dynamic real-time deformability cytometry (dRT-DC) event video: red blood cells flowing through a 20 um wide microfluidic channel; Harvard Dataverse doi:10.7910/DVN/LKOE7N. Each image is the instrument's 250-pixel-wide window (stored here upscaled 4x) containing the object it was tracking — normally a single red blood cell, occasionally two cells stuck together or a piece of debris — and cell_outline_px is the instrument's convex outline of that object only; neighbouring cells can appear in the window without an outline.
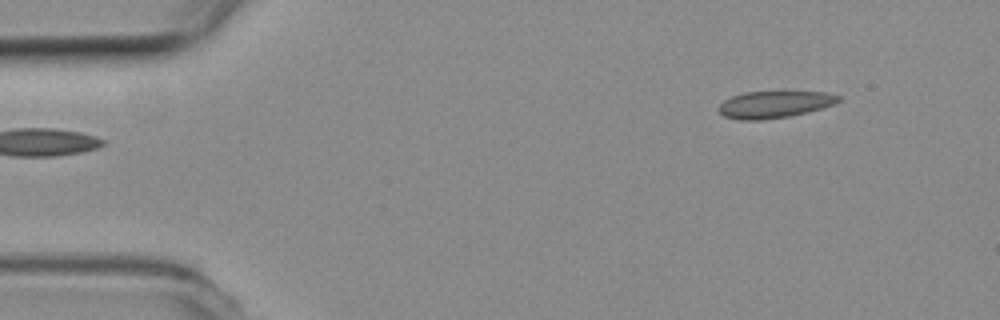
{"species": "common noctule bat (a hibernating species)", "species_latin": "Nyctalus noctula", "temperature_condition": "room temperature", "stored_images_in_passage": 49, "camera_frame_rate_fps": 3000, "um_per_image_px": 0.085, "animal": {"sex": "female", "body_mass_g": 19.3, "forearm_length_mm": 54.1}, "frame": {"image": 1, "passage_image": 1, "time_ms": 0.0, "image_size_px": [1000, 320], "cell_outline_px": [[840, 100], [836, 104], [808, 112], [788, 116], [760, 120], [740, 120], [724, 116], [716, 108], [724, 100], [732, 96], [744, 92], [784, 88], [788, 88], [828, 92], [840, 96]], "centroid_in_image_um": [65.89, 8.8], "position_along_channel_um": 19.1, "area_um2": 20.06}}
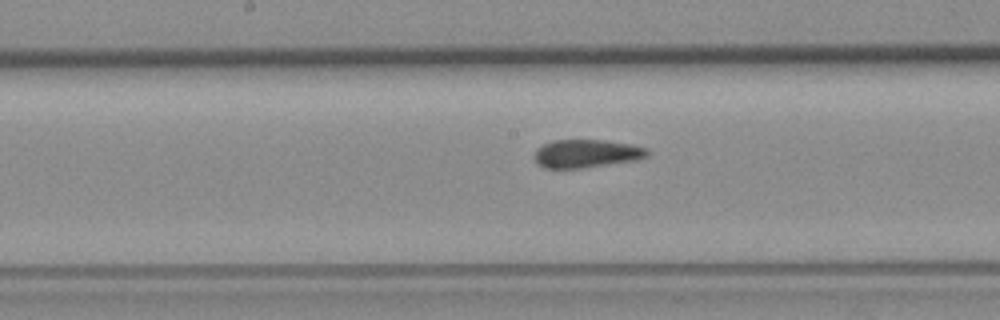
{"frame": {"image": 2, "passage_image": 22, "time_ms": 7.0, "image_size_px": [1000, 320], "cell_outline_px": [[648, 156], [636, 160], [584, 168], [544, 168], [536, 160], [536, 148], [552, 140], [604, 140], [628, 144], [648, 148]], "centroid_in_image_um": [49.86, 13.05], "position_along_channel_um": 198.3, "area_um2": 18.38}}
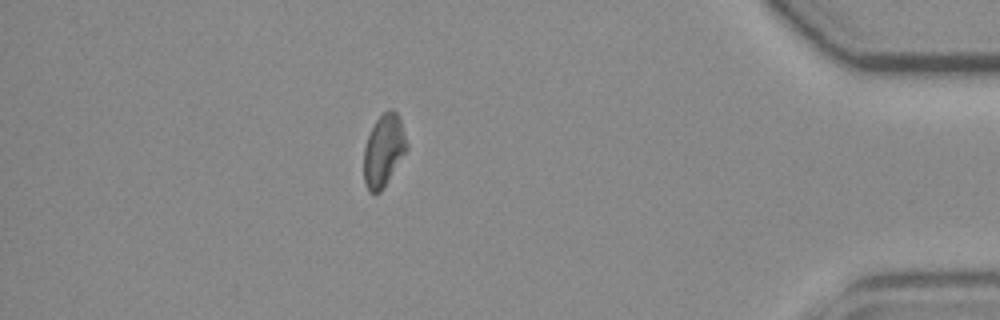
{"frame": {"image": 3, "passage_image": 42, "time_ms": 13.667, "image_size_px": [1000, 320], "cell_outline_px": [[408, 148], [380, 192], [368, 192], [364, 180], [364, 148], [368, 136], [376, 120], [388, 108], [392, 108], [396, 112], [400, 120], [408, 144]], "centroid_in_image_um": [32.61, 12.77], "position_along_channel_um": 402.6, "area_um2": 17.74}, "authors_computed_cell_mechanics": {"area_um2": 18.9006, "velocity_mm_per_s": 3.7947, "shape_relaxation_time_tau1_ms": null, "shape_relaxation_time_tau2_ms": 2.6016, "deformation_change_tau1": null, "deformation_change_tau2": 0.0676}}